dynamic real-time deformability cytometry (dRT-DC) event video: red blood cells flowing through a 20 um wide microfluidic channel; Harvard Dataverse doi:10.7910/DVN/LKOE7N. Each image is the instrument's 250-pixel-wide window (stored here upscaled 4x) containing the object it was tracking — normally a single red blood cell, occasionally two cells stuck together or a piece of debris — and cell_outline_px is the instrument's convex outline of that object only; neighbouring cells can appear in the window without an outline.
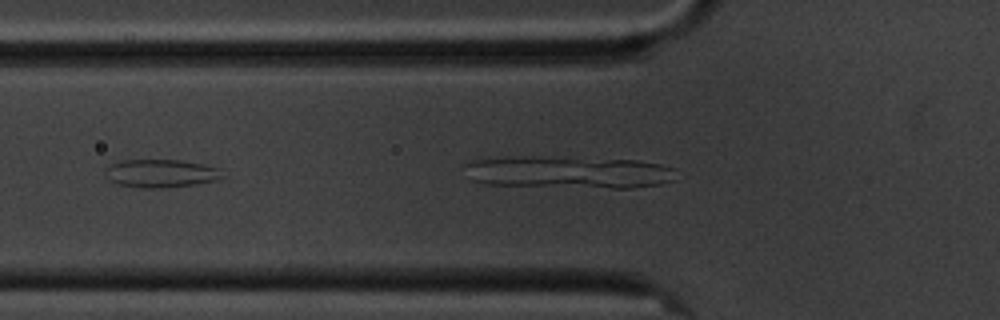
{"species": "common noctule bat (a hibernating species)", "species_latin": "Nyctalus noctula", "temperature_condition": "cold", "stored_images_in_passage": 26, "camera_frame_rate_fps": 3000, "um_per_image_px": 0.085, "animal": {"sex": "male", "body_mass_g": 20.1, "forearm_length_mm": 53.5}, "frame": {"image": 1, "passage_image": 5, "time_ms": 1.333, "image_size_px": [1000, 320], "cell_outline_px": [[220, 176], [216, 180], [196, 184], [164, 188], [140, 188], [116, 184], [112, 180], [104, 168], [112, 164], [124, 160], [180, 160], [204, 164], [216, 168]], "centroid_in_image_um": [13.63, 14.74], "position_along_channel_um": 112.2, "area_um2": 18.79}}
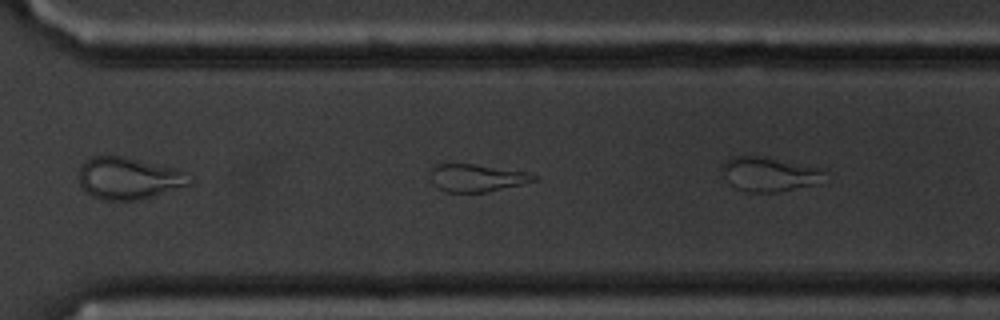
{"frame": {"image": 2, "passage_image": 22, "time_ms": 7.0, "image_size_px": [1000, 320], "cell_outline_px": [[536, 180], [488, 192], [444, 192], [432, 184], [432, 164], [472, 164], [528, 172], [536, 176]], "centroid_in_image_um": [40.48, 15.12], "position_along_channel_um": 330.1, "area_um2": 16.42}}